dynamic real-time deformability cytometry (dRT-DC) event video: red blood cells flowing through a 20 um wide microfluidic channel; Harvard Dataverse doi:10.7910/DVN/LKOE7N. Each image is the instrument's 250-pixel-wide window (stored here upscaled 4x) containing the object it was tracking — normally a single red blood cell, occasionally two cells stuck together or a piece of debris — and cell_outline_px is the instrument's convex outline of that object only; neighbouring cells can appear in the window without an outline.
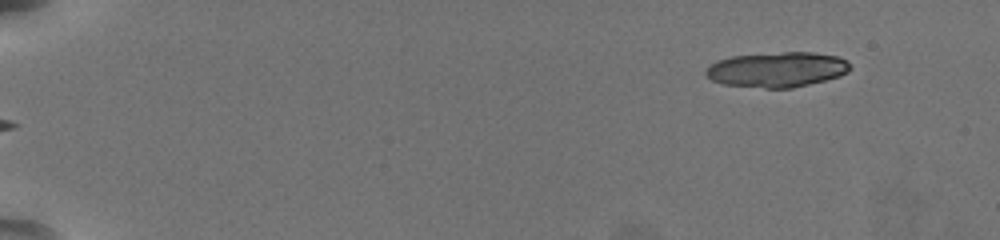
{"species": "common noctule bat (a hibernating species)", "species_latin": "Nyctalus noctula", "temperature_condition": "warm", "stored_images_in_passage": 53, "segment_of_instrument_passage": [1, 2], "camera_frame_rate_fps": 3000, "um_per_image_px": 0.085, "animal": {"sex": "female", "body_mass_g": 19.5, "forearm_length_mm": 54.1}, "frame": {"image": 1, "passage_image": 1, "time_ms": 0.0, "image_size_px": [1000, 240], "cell_outline_px": [[852, 68], [848, 72], [840, 76], [792, 88], [764, 88], [724, 84], [712, 80], [704, 72], [716, 60], [732, 56], [784, 52], [812, 52], [836, 56], [848, 60]], "centroid_in_image_um": [66.08, 5.91], "position_along_channel_um": 18.9, "area_um2": 29.42}}